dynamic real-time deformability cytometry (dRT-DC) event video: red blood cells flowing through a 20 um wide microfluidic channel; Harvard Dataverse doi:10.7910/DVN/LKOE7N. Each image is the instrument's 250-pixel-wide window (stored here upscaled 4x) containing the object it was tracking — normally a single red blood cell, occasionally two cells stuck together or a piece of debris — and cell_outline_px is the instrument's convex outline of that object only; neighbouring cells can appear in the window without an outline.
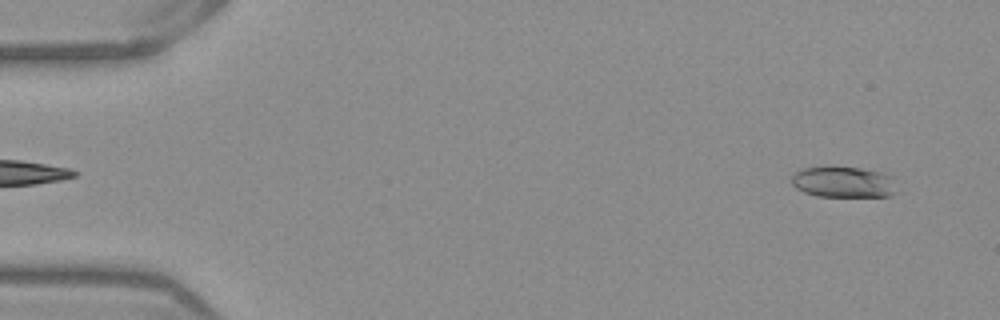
{"species": "Egyptian fruit bat (a non-hibernating species)", "species_latin": "Rousettus aegyptiacus", "temperature_condition": "warm", "stored_images_in_passage": 52, "camera_frame_rate_fps": 3000, "um_per_image_px": 0.085, "frame": {"image": 1, "passage_image": 3, "time_ms": 0.667, "image_size_px": [1000, 320], "cell_outline_px": [[896, 192], [888, 196], [816, 196], [804, 192], [796, 188], [792, 184], [792, 176], [796, 172], [804, 168], [828, 164], [860, 168], [884, 172], [896, 176]], "centroid_in_image_um": [71.73, 15.43], "position_along_channel_um": 13.3, "area_um2": 19.77}}
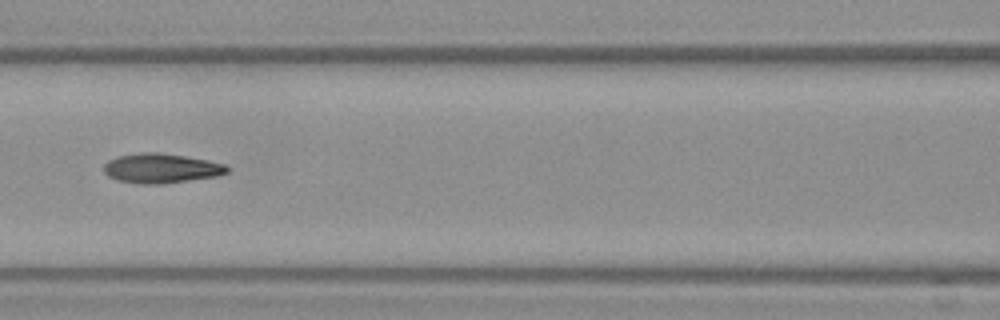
{"frame": {"image": 2, "passage_image": 23, "time_ms": 7.333, "image_size_px": [1000, 320], "cell_outline_px": [[228, 172], [216, 176], [164, 184], [140, 184], [116, 180], [108, 176], [104, 172], [104, 164], [108, 160], [116, 156], [140, 152], [156, 152], [184, 156], [208, 160], [224, 164], [228, 168]], "centroid_in_image_um": [13.65, 14.3], "position_along_channel_um": 152.9, "area_um2": 21.33}}
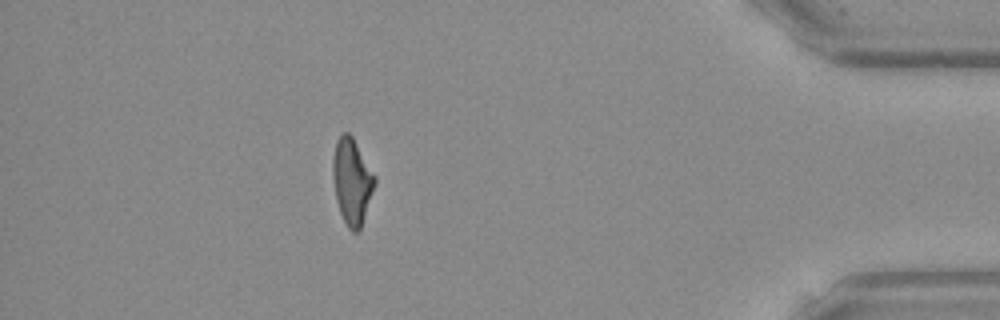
{"frame": {"image": 3, "passage_image": 46, "time_ms": 15.0, "image_size_px": [1000, 320], "cell_outline_px": [[376, 184], [360, 232], [352, 232], [348, 228], [340, 212], [336, 200], [332, 176], [332, 160], [336, 140], [340, 132], [348, 132], [352, 136], [376, 176]], "centroid_in_image_um": [29.92, 15.41], "position_along_channel_um": 405.3, "area_um2": 21.39}, "authors_computed_cell_mechanics": {"area_um2": 20.7502, "velocity_mm_per_s": 3.9061, "shape_relaxation_time_tau1_ms": 5.1066, "shape_relaxation_time_tau2_ms": 2.9544, "deformation_change_tau1": 0.1977, "deformation_change_tau2": 0.1187}}